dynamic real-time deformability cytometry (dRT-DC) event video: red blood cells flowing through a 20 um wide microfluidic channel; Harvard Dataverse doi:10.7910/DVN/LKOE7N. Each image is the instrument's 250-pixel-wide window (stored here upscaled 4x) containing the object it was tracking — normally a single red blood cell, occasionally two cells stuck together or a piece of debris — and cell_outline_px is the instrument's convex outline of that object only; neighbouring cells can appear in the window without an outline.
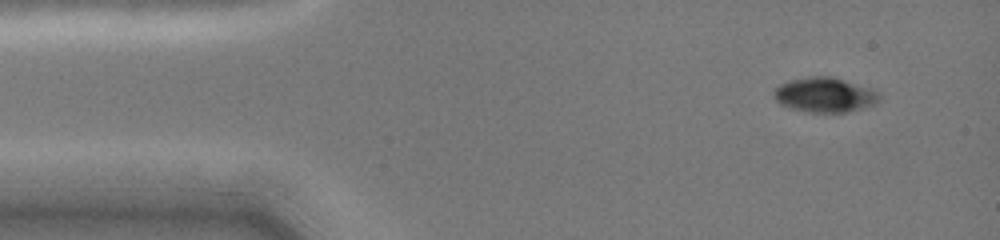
{"species": "common noctule bat (a hibernating species)", "species_latin": "Nyctalus noctula", "temperature_condition": "cold", "stored_images_in_passage": 4, "camera_frame_rate_fps": 3000, "um_per_image_px": 0.085, "animal": {"sex": "female", "body_mass_g": 19.0, "forearm_length_mm": 51.5}, "frame": {"image": 1, "passage_image": 1, "time_ms": 0.0, "image_size_px": [1000, 240], "cell_outline_px": [[880, 100], [872, 104], [848, 112], [808, 112], [792, 108], [780, 104], [772, 96], [772, 92], [780, 84], [788, 80], [808, 76], [832, 76], [872, 88], [880, 96]], "centroid_in_image_um": [70.06, 8.04], "position_along_channel_um": 14.9, "area_um2": 21.39}}
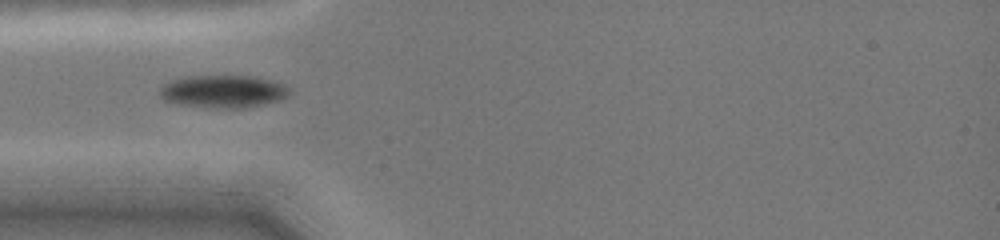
{"frame": {"image": 2, "passage_image": 4, "time_ms": 3.333, "image_size_px": [1000, 240], "cell_outline_px": [[288, 96], [280, 100], [248, 108], [208, 108], [176, 104], [164, 100], [160, 96], [160, 88], [164, 84], [172, 80], [188, 76], [252, 76], [284, 84], [288, 88]], "centroid_in_image_um": [18.94, 7.79], "position_along_channel_um": 66.1, "area_um2": 24.74}}